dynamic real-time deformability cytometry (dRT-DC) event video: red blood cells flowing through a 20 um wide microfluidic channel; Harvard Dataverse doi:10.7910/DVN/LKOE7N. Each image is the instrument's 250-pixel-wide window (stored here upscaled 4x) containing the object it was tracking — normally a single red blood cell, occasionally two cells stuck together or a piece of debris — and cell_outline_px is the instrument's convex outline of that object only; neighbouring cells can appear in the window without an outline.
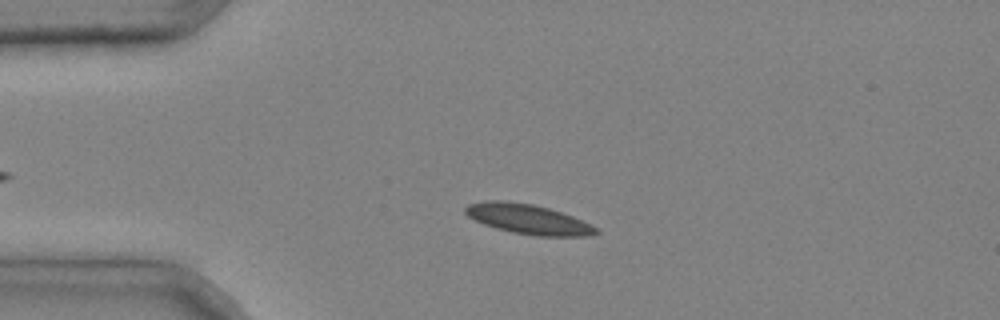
{"species": "common noctule bat (a hibernating species)", "species_latin": "Nyctalus noctula", "temperature_condition": "cold", "stored_images_in_passage": 5, "camera_frame_rate_fps": 3000, "um_per_image_px": 0.085, "animal": {"sex": "male", "body_mass_g": 20.4}, "frame": {"image": 1, "passage_image": 2, "time_ms": 0.333, "image_size_px": [1000, 320], "cell_outline_px": [[600, 232], [588, 236], [536, 236], [512, 232], [496, 228], [484, 224], [468, 216], [464, 212], [464, 208], [468, 204], [488, 200], [504, 200], [532, 204], [548, 208], [572, 216], [596, 228]], "centroid_in_image_um": [44.85, 18.62], "position_along_channel_um": 40.2, "area_um2": 22.48}}